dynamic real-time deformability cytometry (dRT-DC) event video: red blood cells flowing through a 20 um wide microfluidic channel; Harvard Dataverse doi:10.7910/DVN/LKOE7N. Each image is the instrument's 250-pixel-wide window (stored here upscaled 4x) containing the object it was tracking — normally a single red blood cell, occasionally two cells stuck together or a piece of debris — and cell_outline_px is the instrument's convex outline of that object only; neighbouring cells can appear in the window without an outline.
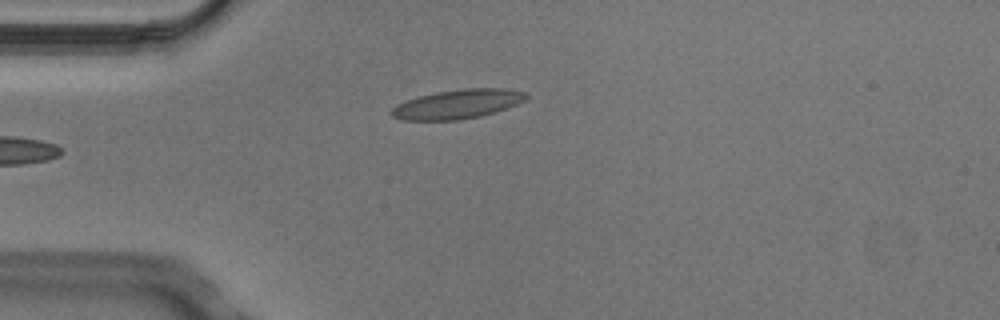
{"species": "Egyptian fruit bat (a non-hibernating species)", "species_latin": "Rousettus aegyptiacus", "temperature_condition": "cold", "stored_images_in_passage": 5, "camera_frame_rate_fps": 3000, "um_per_image_px": 0.085, "animal": {"sex": "male"}, "frame": {"image": 1, "passage_image": 5, "time_ms": 1.333, "image_size_px": [1000, 320], "cell_outline_px": [[528, 96], [524, 100], [508, 108], [496, 112], [480, 116], [460, 120], [404, 120], [392, 116], [388, 112], [396, 104], [420, 96], [436, 92], [464, 88], [508, 88], [524, 92]], "centroid_in_image_um": [38.9, 8.85], "position_along_channel_um": 46.1, "area_um2": 22.95}}